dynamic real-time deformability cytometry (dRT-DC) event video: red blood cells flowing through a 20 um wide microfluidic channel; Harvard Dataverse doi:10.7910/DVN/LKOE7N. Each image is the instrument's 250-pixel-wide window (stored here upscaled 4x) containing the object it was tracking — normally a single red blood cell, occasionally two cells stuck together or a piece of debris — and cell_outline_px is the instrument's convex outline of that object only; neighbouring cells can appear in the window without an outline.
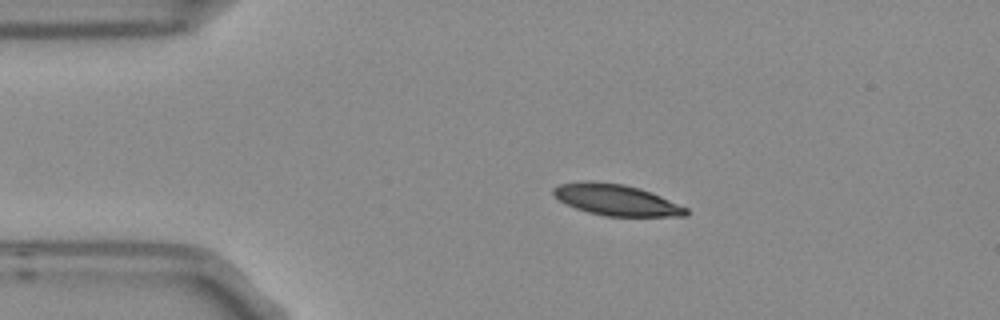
{"species": "Egyptian fruit bat (a non-hibernating species)", "species_latin": "Rousettus aegyptiacus", "temperature_condition": "room temperature", "stored_images_in_passage": 2, "camera_frame_rate_fps": 3000, "um_per_image_px": 0.085, "frame": {"image": 1, "passage_image": 1, "time_ms": 0.0, "image_size_px": [1000, 320], "cell_outline_px": [[688, 216], [608, 216], [588, 212], [576, 208], [560, 200], [552, 192], [552, 188], [560, 184], [624, 184], [640, 188], [652, 192], [688, 208]], "centroid_in_image_um": [52.5, 17.04], "position_along_channel_um": 32.5, "area_um2": 23.06}}